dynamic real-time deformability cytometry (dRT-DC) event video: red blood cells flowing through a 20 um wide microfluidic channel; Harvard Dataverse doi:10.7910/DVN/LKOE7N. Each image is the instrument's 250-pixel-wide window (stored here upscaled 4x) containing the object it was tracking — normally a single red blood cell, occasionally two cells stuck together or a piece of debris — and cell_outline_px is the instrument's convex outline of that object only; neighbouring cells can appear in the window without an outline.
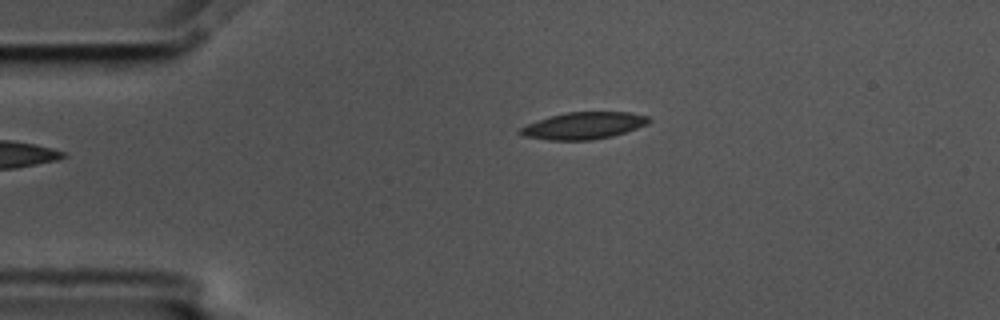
{"species": "common noctule bat (a hibernating species)", "species_latin": "Nyctalus noctula", "temperature_condition": "cold", "stored_images_in_passage": 2, "camera_frame_rate_fps": 3000, "um_per_image_px": 0.085, "animal": {"sex": "male", "body_mass_g": 17.5, "forearm_length_mm": 52.3}, "frame": {"image": 1, "passage_image": 2, "time_ms": 0.333, "image_size_px": [1000, 320], "cell_outline_px": [[652, 120], [648, 124], [612, 136], [592, 140], [548, 140], [524, 136], [516, 132], [516, 128], [536, 120], [568, 112], [628, 112], [648, 116]], "centroid_in_image_um": [49.56, 10.68], "position_along_channel_um": 35.4, "area_um2": 20.29}}